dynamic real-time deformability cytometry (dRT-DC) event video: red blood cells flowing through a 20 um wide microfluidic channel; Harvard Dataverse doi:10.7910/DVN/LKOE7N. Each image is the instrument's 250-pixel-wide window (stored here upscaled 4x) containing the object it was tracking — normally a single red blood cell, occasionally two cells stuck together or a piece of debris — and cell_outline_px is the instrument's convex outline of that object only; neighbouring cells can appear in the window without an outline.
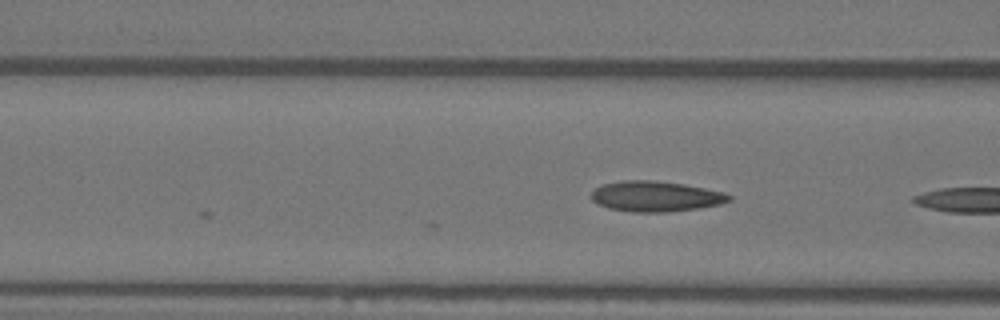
{"species": "Egyptian fruit bat (a non-hibernating species)", "species_latin": "Rousettus aegyptiacus", "temperature_condition": "warm", "stored_images_in_passage": 3, "camera_frame_rate_fps": 3000, "um_per_image_px": 0.085, "animal": {"sex": "female"}, "frame": {"image": 1, "passage_image": 3, "time_ms": 0.667, "image_size_px": [1000, 320], "cell_outline_px": [[732, 200], [720, 204], [700, 208], [668, 212], [632, 212], [608, 208], [596, 204], [588, 196], [600, 184], [624, 180], [656, 180], [684, 184], [724, 192], [732, 196]], "centroid_in_image_um": [55.7, 16.69], "position_along_channel_um": 110.9, "area_um2": 24.8}}